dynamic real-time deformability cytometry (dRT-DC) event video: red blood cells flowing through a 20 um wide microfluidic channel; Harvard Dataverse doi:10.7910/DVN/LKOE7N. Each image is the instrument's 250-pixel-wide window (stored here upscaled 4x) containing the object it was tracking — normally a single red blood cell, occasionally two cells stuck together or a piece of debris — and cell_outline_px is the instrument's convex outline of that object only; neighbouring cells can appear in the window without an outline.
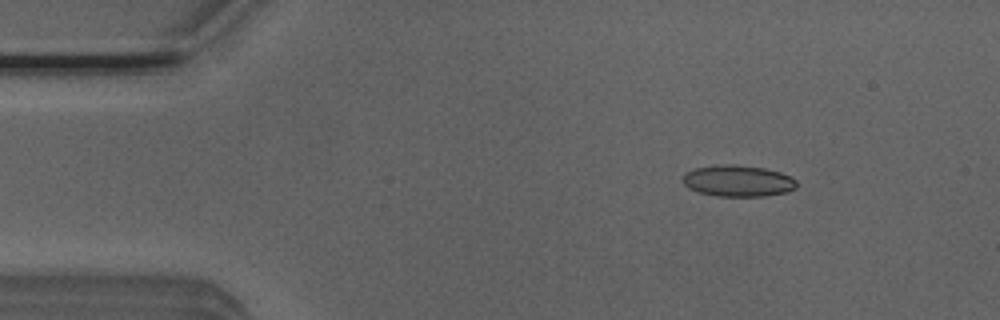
{"species": "Egyptian fruit bat (a non-hibernating species)", "species_latin": "Rousettus aegyptiacus", "temperature_condition": "room temperature", "stored_images_in_passage": 39, "camera_frame_rate_fps": 3000, "um_per_image_px": 0.085, "animal": {"sex": "male"}, "frame": {"image": 1, "passage_image": 3, "time_ms": 0.667, "image_size_px": [1000, 320], "cell_outline_px": [[796, 188], [784, 192], [764, 196], [720, 196], [700, 192], [688, 188], [684, 184], [684, 172], [692, 168], [724, 164], [736, 164], [764, 168], [780, 172], [792, 176], [796, 180]], "centroid_in_image_um": [62.72, 15.36], "position_along_channel_um": 22.3, "area_um2": 20.81}}
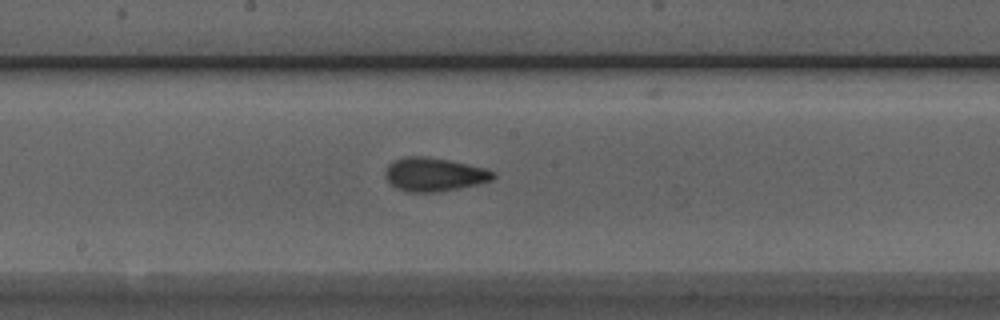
{"frame": {"image": 2, "passage_image": 23, "time_ms": 7.333, "image_size_px": [1000, 320], "cell_outline_px": [[496, 176], [492, 180], [480, 184], [440, 192], [404, 192], [388, 184], [384, 176], [384, 172], [388, 164], [392, 160], [404, 156], [428, 156], [468, 164], [484, 168], [496, 172]], "centroid_in_image_um": [36.86, 14.83], "position_along_channel_um": 211.3, "area_um2": 21.68}}
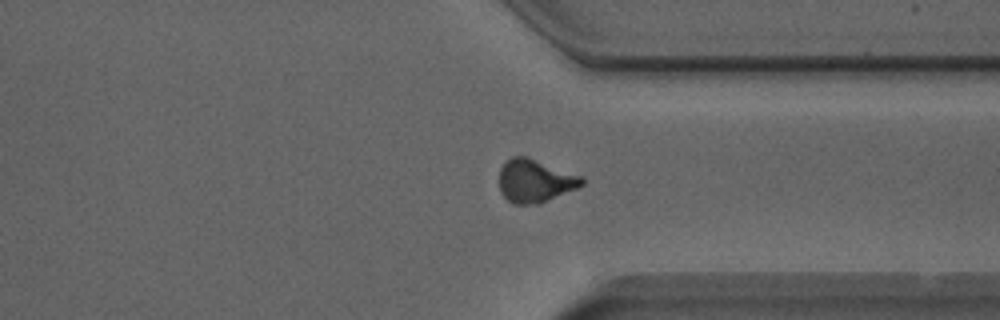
{"frame": {"image": 3, "passage_image": 35, "time_ms": 11.333, "image_size_px": [1000, 320], "cell_outline_px": [[584, 184], [576, 188], [536, 204], [512, 204], [500, 192], [500, 168], [504, 160], [512, 156], [528, 156], [584, 176]], "centroid_in_image_um": [45.46, 15.33], "position_along_channel_um": 365.9, "area_um2": 20.87}, "authors_computed_cell_mechanics": {"area_um2": 20.808, "velocity_mm_per_s": 3.8898, "shape_relaxation_time_tau1_ms": 4.4032, "shape_relaxation_time_tau2_ms": 1.6217, "deformation_change_tau1": 0.1246, "deformation_change_tau2": 0.0656}}